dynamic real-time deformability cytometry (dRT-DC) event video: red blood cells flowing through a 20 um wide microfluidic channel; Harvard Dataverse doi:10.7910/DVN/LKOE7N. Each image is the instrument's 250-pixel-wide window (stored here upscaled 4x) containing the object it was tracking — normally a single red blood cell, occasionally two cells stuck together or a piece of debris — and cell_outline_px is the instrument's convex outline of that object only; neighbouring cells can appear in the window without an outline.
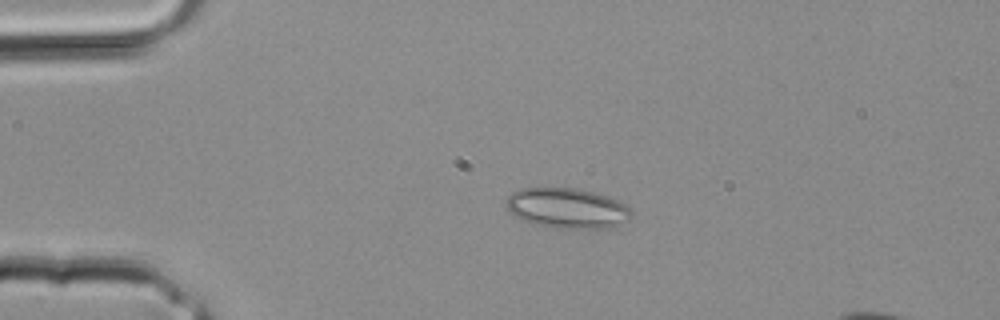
{"species": "common noctule bat (a hibernating species)", "species_latin": "Nyctalus noctula", "temperature_condition": "room temperature", "stored_images_in_passage": 2, "camera_frame_rate_fps": 3000, "um_per_image_px": 0.085, "animal": {"sex": "male", "body_mass_g": 20.4}, "frame": {"image": 1, "passage_image": 1, "time_ms": 0.0, "image_size_px": [1000, 320], "cell_outline_px": [[632, 216], [628, 220], [608, 228], [552, 228], [536, 224], [524, 220], [508, 212], [504, 204], [504, 200], [512, 192], [520, 188], [576, 188], [608, 196], [632, 208]], "centroid_in_image_um": [48.17, 17.69], "position_along_channel_um": 36.8, "area_um2": 29.48}}